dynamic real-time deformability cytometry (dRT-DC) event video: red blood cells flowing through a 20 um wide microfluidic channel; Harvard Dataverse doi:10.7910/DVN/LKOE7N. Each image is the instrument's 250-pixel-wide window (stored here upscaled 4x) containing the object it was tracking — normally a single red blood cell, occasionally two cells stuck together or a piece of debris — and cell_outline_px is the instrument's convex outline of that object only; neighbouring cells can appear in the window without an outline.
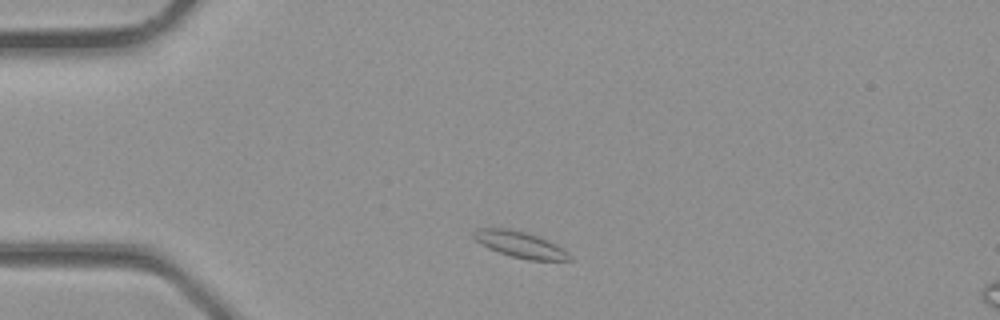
{"species": "common noctule bat (a hibernating species)", "species_latin": "Nyctalus noctula", "temperature_condition": "room temperature", "stored_images_in_passage": 2, "camera_frame_rate_fps": 3000, "um_per_image_px": 0.085, "animal": {"sex": "male", "body_mass_g": 23.1, "forearm_length_mm": 52.7}, "frame": {"image": 1, "passage_image": 1, "time_ms": 0.0, "image_size_px": [1000, 320], "cell_outline_px": [[572, 260], [528, 260], [512, 256], [488, 248], [480, 244], [472, 236], [472, 232], [476, 228], [508, 228], [524, 232], [536, 236], [556, 244], [568, 252]], "centroid_in_image_um": [44.17, 20.78], "position_along_channel_um": 40.8, "area_um2": 14.45}}